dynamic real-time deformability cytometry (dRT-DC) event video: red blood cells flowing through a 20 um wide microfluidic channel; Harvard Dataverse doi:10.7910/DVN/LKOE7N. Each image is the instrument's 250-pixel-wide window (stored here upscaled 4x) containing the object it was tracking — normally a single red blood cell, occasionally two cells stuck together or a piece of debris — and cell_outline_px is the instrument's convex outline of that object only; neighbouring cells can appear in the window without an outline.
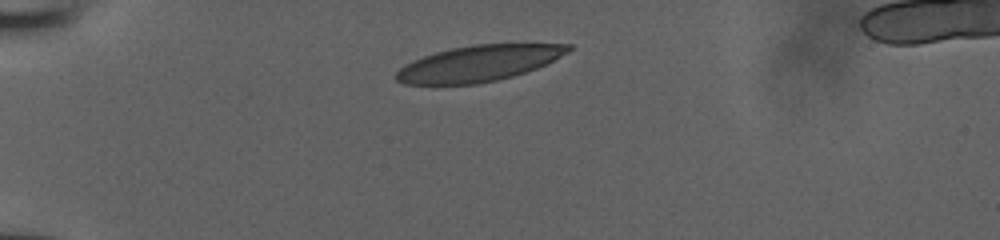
{"species": "human", "species_latin": "Homo sapiens", "temperature_condition": "room temperature", "stored_images_in_passage": 32, "camera_frame_rate_fps": 3000, "um_per_image_px": 0.085, "donor": {"sex": "male"}, "frame": {"image": 1, "passage_image": 1, "time_ms": 0.0, "image_size_px": [1000, 240], "cell_outline_px": [[572, 48], [568, 52], [536, 68], [512, 76], [496, 80], [476, 84], [404, 84], [396, 80], [396, 72], [404, 64], [412, 60], [436, 52], [452, 48], [472, 44], [572, 44]], "centroid_in_image_um": [40.65, 5.38], "position_along_channel_um": 44.3, "area_um2": 35.66}}
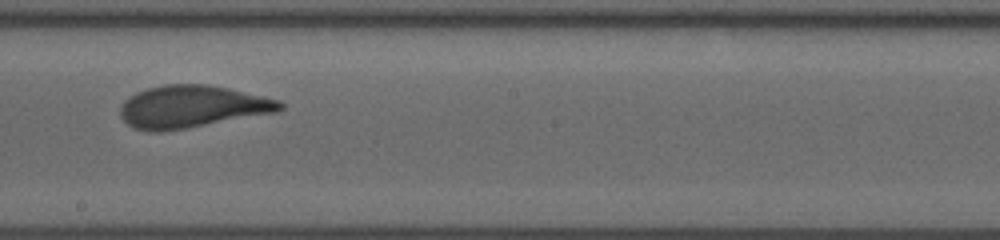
{"frame": {"image": 2, "passage_image": 18, "time_ms": 5.667, "image_size_px": [1000, 240], "cell_outline_px": [[284, 108], [276, 112], [184, 128], [160, 132], [148, 132], [136, 128], [128, 124], [120, 116], [120, 108], [124, 100], [128, 96], [136, 92], [148, 88], [164, 84], [208, 84], [228, 88], [264, 96], [280, 100], [284, 104]], "centroid_in_image_um": [16.29, 9.05], "position_along_channel_um": 231.9, "area_um2": 39.25}}
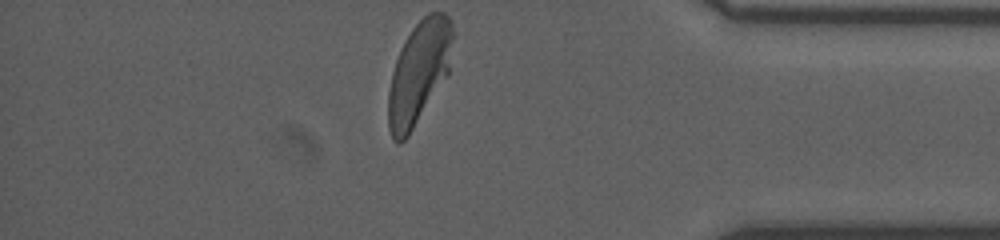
{"frame": {"image": 3, "passage_image": 32, "time_ms": 10.333, "image_size_px": [1000, 240], "cell_outline_px": [[452, 40], [448, 76], [408, 136], [400, 144], [396, 144], [392, 140], [388, 128], [388, 92], [392, 72], [400, 48], [412, 28], [428, 12], [444, 12], [452, 20]], "centroid_in_image_um": [35.59, 6.2], "position_along_channel_um": 399.6, "area_um2": 38.78}}